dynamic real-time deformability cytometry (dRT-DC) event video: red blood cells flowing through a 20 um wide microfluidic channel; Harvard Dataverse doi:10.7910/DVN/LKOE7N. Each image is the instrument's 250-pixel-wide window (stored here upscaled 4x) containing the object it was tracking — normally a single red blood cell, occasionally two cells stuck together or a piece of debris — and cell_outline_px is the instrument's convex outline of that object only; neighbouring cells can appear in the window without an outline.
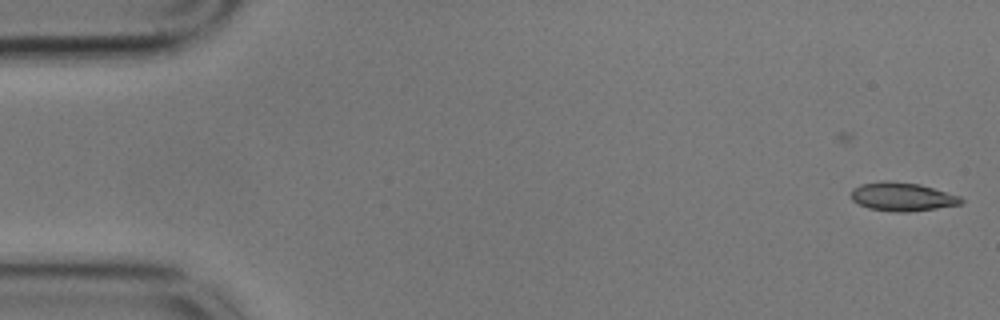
{"species": "common noctule bat (a hibernating species)", "species_latin": "Nyctalus noctula", "temperature_condition": "cold", "stored_images_in_passage": 3, "camera_frame_rate_fps": 3000, "um_per_image_px": 0.085, "animal": {"sex": "male", "body_mass_g": 17.9}, "frame": {"image": 1, "passage_image": 3, "time_ms": 0.667, "image_size_px": [1000, 320], "cell_outline_px": [[964, 200], [960, 204], [936, 208], [908, 212], [896, 212], [868, 208], [852, 200], [852, 188], [860, 184], [884, 180], [888, 180], [920, 184], [960, 196]], "centroid_in_image_um": [76.67, 16.71], "position_along_channel_um": 8.3, "area_um2": 18.26}}